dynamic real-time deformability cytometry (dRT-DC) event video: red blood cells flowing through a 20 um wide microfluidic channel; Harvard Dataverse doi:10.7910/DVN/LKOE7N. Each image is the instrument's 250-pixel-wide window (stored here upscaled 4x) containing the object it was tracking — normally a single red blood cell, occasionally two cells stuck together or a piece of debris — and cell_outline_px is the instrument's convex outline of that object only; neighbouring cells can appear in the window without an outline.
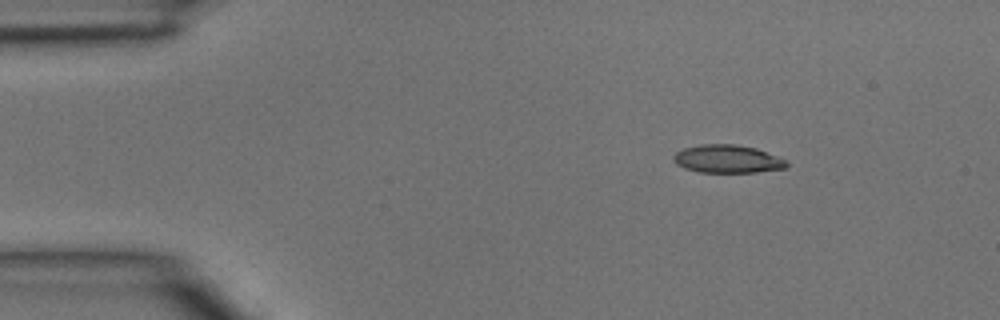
{"species": "common noctule bat (a hibernating species)", "species_latin": "Nyctalus noctula", "temperature_condition": "room temperature", "stored_images_in_passage": 3, "camera_frame_rate_fps": 3000, "um_per_image_px": 0.085, "animal": {"sex": "male", "body_mass_g": 15.6}, "frame": {"image": 1, "passage_image": 1, "time_ms": 0.0, "image_size_px": [1000, 320], "cell_outline_px": [[788, 168], [756, 172], [700, 172], [684, 168], [676, 164], [672, 160], [672, 156], [676, 152], [684, 148], [700, 144], [736, 144], [756, 148], [788, 160]], "centroid_in_image_um": [61.84, 13.51], "position_along_channel_um": 23.2, "area_um2": 18.67}}
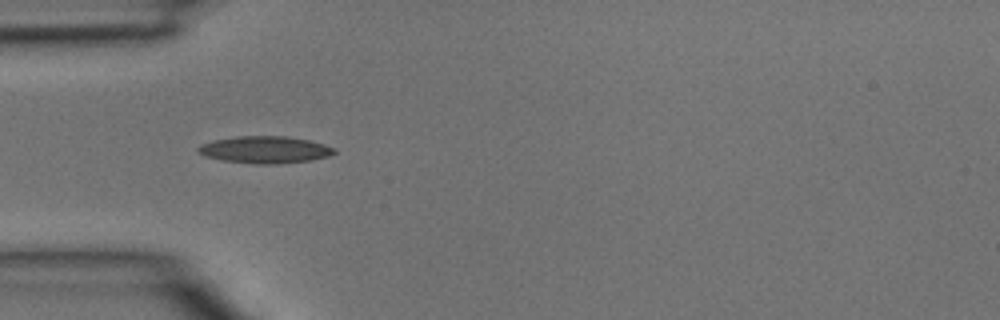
{"frame": {"image": 2, "passage_image": 3, "time_ms": 0.667, "image_size_px": [1000, 320], "cell_outline_px": [[336, 152], [328, 156], [312, 160], [276, 164], [252, 164], [224, 160], [204, 156], [196, 152], [196, 148], [200, 144], [212, 140], [236, 136], [288, 136], [308, 140], [324, 144], [336, 148]], "centroid_in_image_um": [22.49, 12.72], "position_along_channel_um": 62.5, "area_um2": 21.68}}